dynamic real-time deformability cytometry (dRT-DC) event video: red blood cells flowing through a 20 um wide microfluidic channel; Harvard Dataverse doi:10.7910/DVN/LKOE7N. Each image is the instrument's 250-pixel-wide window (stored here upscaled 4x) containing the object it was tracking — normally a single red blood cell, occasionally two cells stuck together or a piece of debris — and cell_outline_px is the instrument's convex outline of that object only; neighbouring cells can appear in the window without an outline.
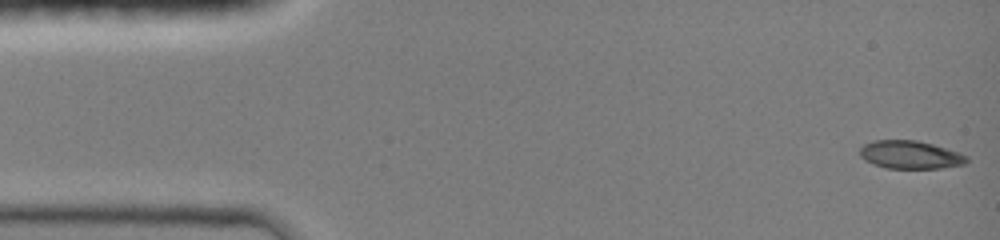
{"species": "common noctule bat (a hibernating species)", "species_latin": "Nyctalus noctula", "temperature_condition": "room temperature", "stored_images_in_passage": 46, "camera_frame_rate_fps": 3000, "um_per_image_px": 0.085, "animal": {"sex": "female", "body_mass_g": 19.0, "forearm_length_mm": 51.5}, "frame": {"image": 1, "passage_image": 1, "time_ms": 0.0, "image_size_px": [1000, 240], "cell_outline_px": [[968, 160], [964, 164], [940, 168], [888, 168], [864, 160], [860, 156], [860, 148], [864, 144], [872, 140], [916, 140], [932, 144], [968, 156]], "centroid_in_image_um": [77.34, 13.15], "position_along_channel_um": 7.7, "area_um2": 17.22}}
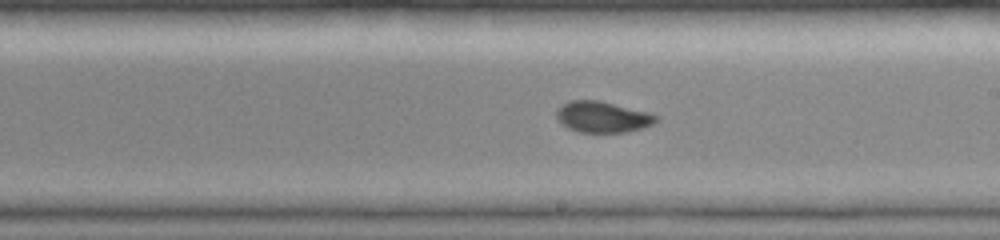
{"frame": {"image": 2, "passage_image": 26, "time_ms": 8.333, "image_size_px": [1000, 240], "cell_outline_px": [[656, 120], [652, 124], [640, 128], [624, 132], [580, 132], [568, 128], [556, 116], [556, 108], [568, 100], [596, 100], [648, 112], [656, 116]], "centroid_in_image_um": [51.15, 9.93], "position_along_channel_um": 237.8, "area_um2": 17.63}}
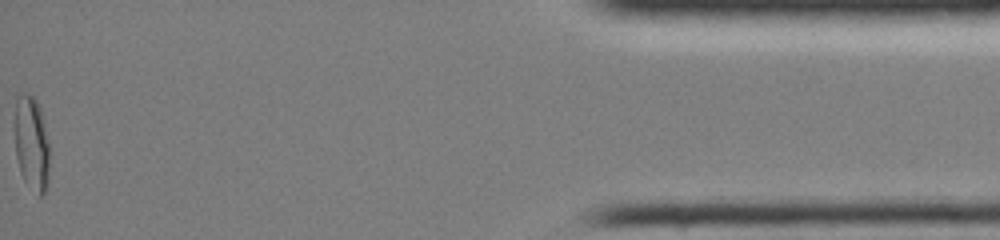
{"frame": {"image": 3, "passage_image": 46, "time_ms": 15.0, "image_size_px": [1000, 240], "cell_outline_px": [[48, 184], [44, 192], [40, 196], [24, 180], [20, 172], [16, 156], [16, 100], [24, 92], [28, 92], [36, 100], [40, 108], [44, 124], [48, 144]], "centroid_in_image_um": [2.69, 12.19], "position_along_channel_um": 432.5, "area_um2": 18.61}, "authors_computed_cell_mechanics": {"area_um2": 17.7735, "velocity_mm_per_s": 4.1835, "shape_relaxation_time_tau1_ms": 8.9205, "shape_relaxation_time_tau2_ms": null, "deformation_change_tau1": 0.2582, "deformation_change_tau2": null}}